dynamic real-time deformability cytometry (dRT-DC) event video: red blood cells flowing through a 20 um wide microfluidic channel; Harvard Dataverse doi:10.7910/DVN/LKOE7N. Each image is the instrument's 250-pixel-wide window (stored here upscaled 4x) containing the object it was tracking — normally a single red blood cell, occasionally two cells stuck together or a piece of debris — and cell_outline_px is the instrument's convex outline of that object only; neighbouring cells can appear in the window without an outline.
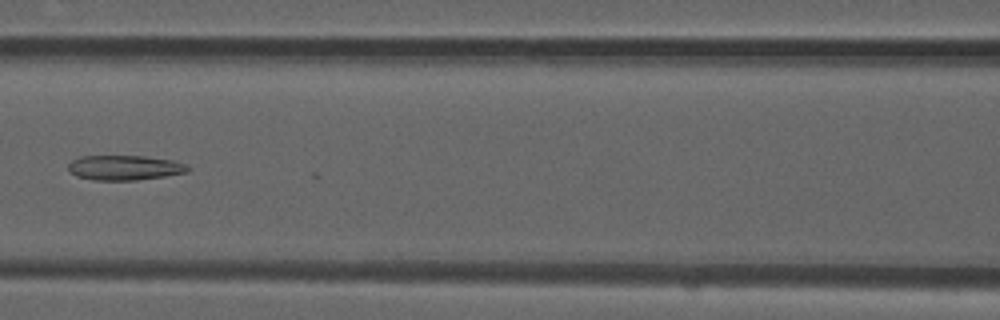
{"species": "common noctule bat (a hibernating species)", "species_latin": "Nyctalus noctula", "temperature_condition": "room temperature", "stored_images_in_passage": 7, "camera_frame_rate_fps": 3000, "um_per_image_px": 0.085, "animal": {"sex": "male", "forearm_length_mm": 52.5}, "frame": {"image": 1, "passage_image": 7, "time_ms": 2.0, "image_size_px": [1000, 320], "cell_outline_px": [[188, 172], [164, 176], [136, 180], [92, 180], [76, 176], [68, 172], [68, 164], [72, 160], [80, 156], [144, 156], [172, 160], [184, 164], [188, 168]], "centroid_in_image_um": [10.52, 14.25], "position_along_channel_um": 156.1, "area_um2": 17.28}}